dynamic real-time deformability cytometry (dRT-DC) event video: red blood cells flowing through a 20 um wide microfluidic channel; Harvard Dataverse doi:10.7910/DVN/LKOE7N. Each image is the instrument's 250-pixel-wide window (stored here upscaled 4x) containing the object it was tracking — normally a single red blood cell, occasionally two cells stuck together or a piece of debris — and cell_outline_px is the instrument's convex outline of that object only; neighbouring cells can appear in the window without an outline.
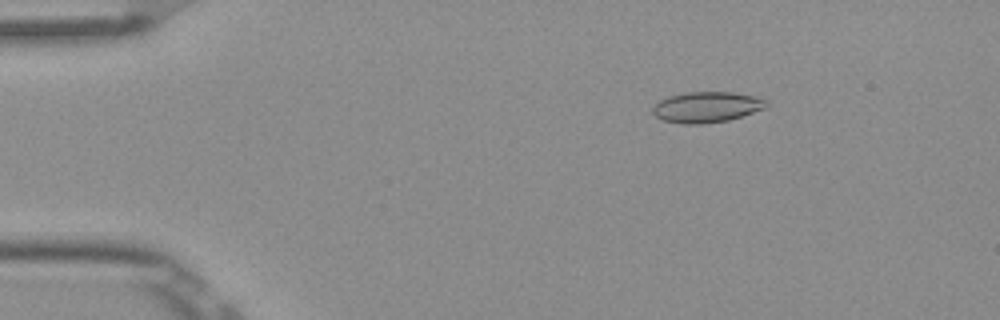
{"species": "Egyptian fruit bat (a non-hibernating species)", "species_latin": "Rousettus aegyptiacus", "temperature_condition": "room temperature", "stored_images_in_passage": 52, "camera_frame_rate_fps": 3000, "um_per_image_px": 0.085, "frame": {"image": 1, "passage_image": 8, "time_ms": 2.333, "image_size_px": [1000, 320], "cell_outline_px": [[768, 104], [764, 108], [728, 120], [704, 124], [684, 124], [664, 120], [656, 116], [652, 112], [652, 108], [660, 100], [668, 96], [688, 92], [732, 92], [752, 96], [764, 100]], "centroid_in_image_um": [60.02, 9.1], "position_along_channel_um": 25.0, "area_um2": 20.0}}
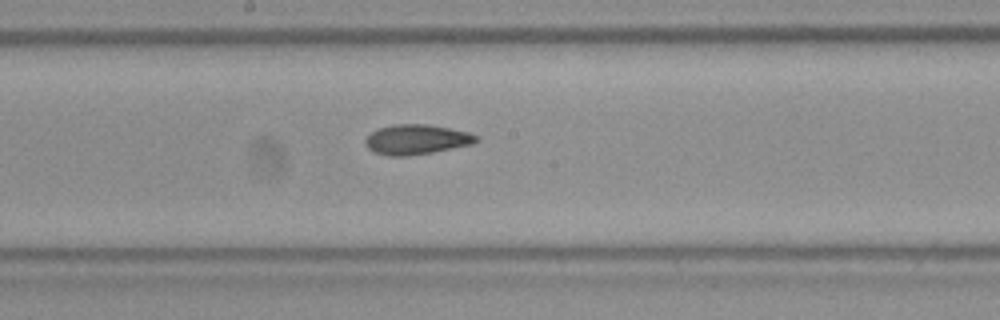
{"frame": {"image": 2, "passage_image": 28, "time_ms": 9.0, "image_size_px": [1000, 320], "cell_outline_px": [[480, 140], [472, 144], [432, 152], [408, 156], [388, 156], [376, 152], [368, 148], [364, 144], [364, 140], [372, 132], [380, 128], [396, 124], [428, 124], [468, 132], [480, 136]], "centroid_in_image_um": [35.42, 11.86], "position_along_channel_um": 212.8, "area_um2": 19.25}}
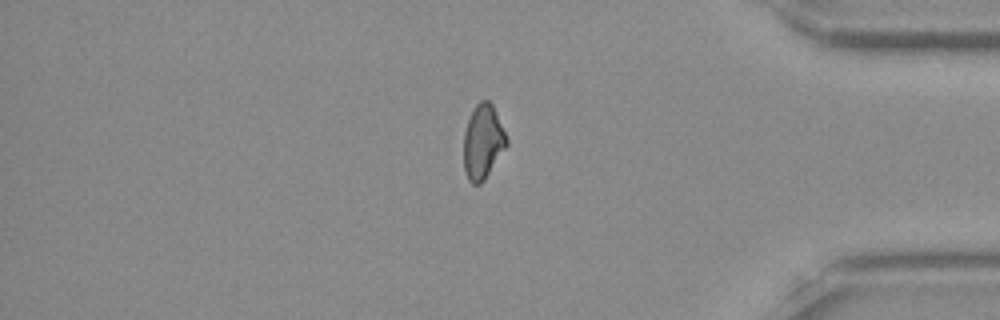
{"frame": {"image": 3, "passage_image": 44, "time_ms": 14.333, "image_size_px": [1000, 320], "cell_outline_px": [[508, 144], [484, 180], [480, 184], [472, 184], [468, 180], [464, 172], [464, 132], [468, 120], [476, 104], [480, 100], [488, 100], [492, 104], [508, 140]], "centroid_in_image_um": [41.03, 12.07], "position_along_channel_um": 394.2, "area_um2": 18.44}, "authors_computed_cell_mechanics": {"area_um2": 19.2185, "velocity_mm_per_s": 3.89, "shape_relaxation_time_tau1_ms": null, "shape_relaxation_time_tau2_ms": 2.8863, "deformation_change_tau1": null, "deformation_change_tau2": 0.0836}}